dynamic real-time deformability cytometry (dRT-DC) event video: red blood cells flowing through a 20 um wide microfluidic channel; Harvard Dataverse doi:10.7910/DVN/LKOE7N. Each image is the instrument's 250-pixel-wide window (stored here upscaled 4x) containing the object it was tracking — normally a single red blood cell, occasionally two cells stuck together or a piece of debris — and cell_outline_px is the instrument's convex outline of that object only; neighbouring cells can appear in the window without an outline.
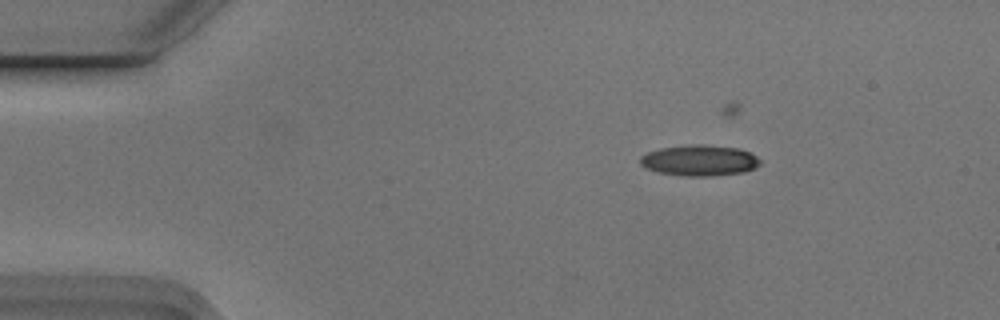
{"species": "Egyptian fruit bat (a non-hibernating species)", "species_latin": "Rousettus aegyptiacus", "temperature_condition": "cold", "stored_images_in_passage": 3, "camera_frame_rate_fps": 3000, "um_per_image_px": 0.085, "animal": {"sex": "male"}, "frame": {"image": 1, "passage_image": 1, "time_ms": 0.0, "image_size_px": [1000, 320], "cell_outline_px": [[760, 164], [744, 172], [712, 176], [684, 176], [660, 172], [644, 168], [640, 164], [640, 156], [648, 152], [660, 148], [688, 144], [704, 144], [740, 148], [756, 156], [760, 160]], "centroid_in_image_um": [59.43, 13.62], "position_along_channel_um": 25.6, "area_um2": 21.68}}